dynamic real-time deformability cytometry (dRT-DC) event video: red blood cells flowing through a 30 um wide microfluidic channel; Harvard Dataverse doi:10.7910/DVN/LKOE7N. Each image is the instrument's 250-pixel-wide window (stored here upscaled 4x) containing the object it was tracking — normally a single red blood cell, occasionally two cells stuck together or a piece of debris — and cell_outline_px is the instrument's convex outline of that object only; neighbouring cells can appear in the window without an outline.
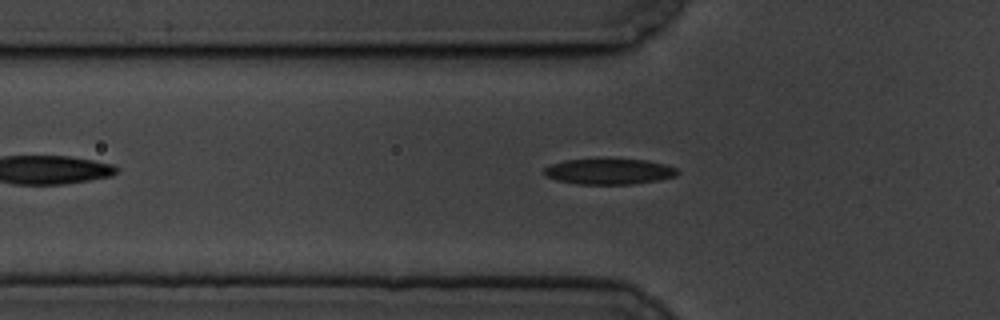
{"species": "common noctule bat (a hibernating species)", "species_latin": "Nyctalus noctula", "temperature_condition": "cold", "stored_images_in_passage": 44, "camera_frame_rate_fps": 3000, "um_per_image_px": 0.085, "animal": {"sex": "male", "body_mass_g": 19.5, "forearm_length_mm": 54.6}, "frame": {"image": 1, "passage_image": 10, "time_ms": 3.0, "image_size_px": [1000, 320], "cell_outline_px": [[680, 172], [676, 176], [660, 180], [632, 184], [576, 184], [556, 180], [544, 176], [540, 172], [544, 168], [552, 164], [564, 160], [648, 160], [664, 164], [676, 168]], "centroid_in_image_um": [51.75, 14.59], "position_along_channel_um": 74.1, "area_um2": 19.94}}
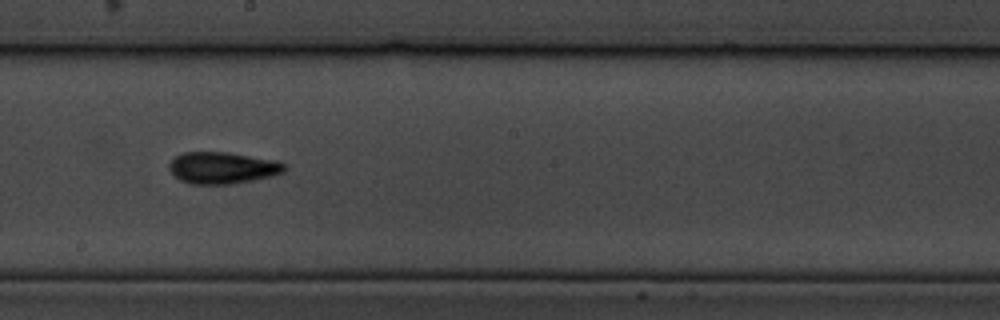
{"frame": {"image": 2, "passage_image": 24, "time_ms": 7.667, "image_size_px": [1000, 320], "cell_outline_px": [[284, 172], [272, 176], [232, 184], [192, 184], [180, 180], [168, 168], [168, 164], [176, 156], [184, 152], [228, 152], [276, 160], [284, 164]], "centroid_in_image_um": [18.9, 14.26], "position_along_channel_um": 229.3, "area_um2": 21.21}}
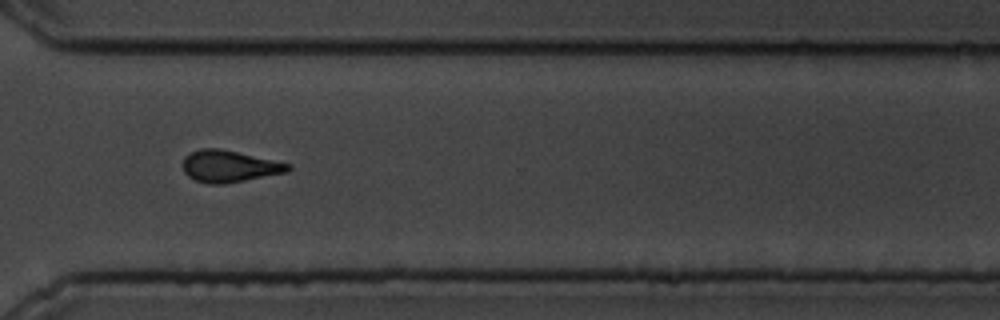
{"frame": {"image": 3, "passage_image": 35, "time_ms": 11.333, "image_size_px": [1000, 320], "cell_outline_px": [[292, 168], [288, 172], [224, 184], [208, 184], [196, 180], [188, 176], [184, 172], [184, 156], [188, 152], [200, 148], [220, 148], [292, 164]], "centroid_in_image_um": [19.49, 14.12], "position_along_channel_um": 351.1, "area_um2": 19.59}, "authors_computed_cell_mechanics": {"area_um2": 20.0566, "velocity_mm_per_s": 3.3218, "shape_relaxation_time_tau1_ms": 3.8724, "shape_relaxation_time_tau2_ms": 5.8839, "deformation_change_tau1": 0.1343, "deformation_change_tau2": 0.143}}